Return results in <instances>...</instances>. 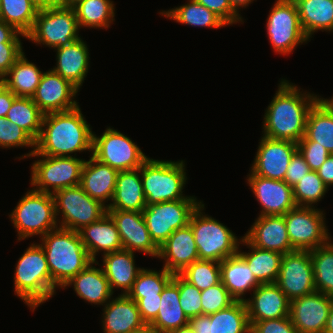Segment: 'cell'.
I'll return each mask as SVG.
<instances>
[{
    "label": "cell",
    "instance_id": "cell-1",
    "mask_svg": "<svg viewBox=\"0 0 333 333\" xmlns=\"http://www.w3.org/2000/svg\"><path fill=\"white\" fill-rule=\"evenodd\" d=\"M298 88L281 79L275 96L265 110L262 136L298 143L305 135L309 111L321 97Z\"/></svg>",
    "mask_w": 333,
    "mask_h": 333
},
{
    "label": "cell",
    "instance_id": "cell-2",
    "mask_svg": "<svg viewBox=\"0 0 333 333\" xmlns=\"http://www.w3.org/2000/svg\"><path fill=\"white\" fill-rule=\"evenodd\" d=\"M79 105L68 111L44 114L35 151L44 156L71 157L73 153L92 151L93 131Z\"/></svg>",
    "mask_w": 333,
    "mask_h": 333
},
{
    "label": "cell",
    "instance_id": "cell-3",
    "mask_svg": "<svg viewBox=\"0 0 333 333\" xmlns=\"http://www.w3.org/2000/svg\"><path fill=\"white\" fill-rule=\"evenodd\" d=\"M53 284L61 289L93 260L79 232L58 227L41 238Z\"/></svg>",
    "mask_w": 333,
    "mask_h": 333
},
{
    "label": "cell",
    "instance_id": "cell-4",
    "mask_svg": "<svg viewBox=\"0 0 333 333\" xmlns=\"http://www.w3.org/2000/svg\"><path fill=\"white\" fill-rule=\"evenodd\" d=\"M14 292L35 311L56 294L45 252L40 243H32L19 258L14 270Z\"/></svg>",
    "mask_w": 333,
    "mask_h": 333
},
{
    "label": "cell",
    "instance_id": "cell-5",
    "mask_svg": "<svg viewBox=\"0 0 333 333\" xmlns=\"http://www.w3.org/2000/svg\"><path fill=\"white\" fill-rule=\"evenodd\" d=\"M185 161H165L148 158L140 167L147 206L179 199H196L183 195L186 185Z\"/></svg>",
    "mask_w": 333,
    "mask_h": 333
},
{
    "label": "cell",
    "instance_id": "cell-6",
    "mask_svg": "<svg viewBox=\"0 0 333 333\" xmlns=\"http://www.w3.org/2000/svg\"><path fill=\"white\" fill-rule=\"evenodd\" d=\"M201 203L191 215L189 224L194 234L199 260L221 262L238 253L241 239L223 223L206 215Z\"/></svg>",
    "mask_w": 333,
    "mask_h": 333
},
{
    "label": "cell",
    "instance_id": "cell-7",
    "mask_svg": "<svg viewBox=\"0 0 333 333\" xmlns=\"http://www.w3.org/2000/svg\"><path fill=\"white\" fill-rule=\"evenodd\" d=\"M18 234V241L38 235L41 238L58 228L52 194L28 190L9 215Z\"/></svg>",
    "mask_w": 333,
    "mask_h": 333
},
{
    "label": "cell",
    "instance_id": "cell-8",
    "mask_svg": "<svg viewBox=\"0 0 333 333\" xmlns=\"http://www.w3.org/2000/svg\"><path fill=\"white\" fill-rule=\"evenodd\" d=\"M40 157L31 166V186L33 189L54 194L56 191L80 184L81 171L85 159L76 157H54L38 154L36 151L30 157Z\"/></svg>",
    "mask_w": 333,
    "mask_h": 333
},
{
    "label": "cell",
    "instance_id": "cell-9",
    "mask_svg": "<svg viewBox=\"0 0 333 333\" xmlns=\"http://www.w3.org/2000/svg\"><path fill=\"white\" fill-rule=\"evenodd\" d=\"M79 30L74 8L55 6L38 10L33 28L25 38L55 49L81 38Z\"/></svg>",
    "mask_w": 333,
    "mask_h": 333
},
{
    "label": "cell",
    "instance_id": "cell-10",
    "mask_svg": "<svg viewBox=\"0 0 333 333\" xmlns=\"http://www.w3.org/2000/svg\"><path fill=\"white\" fill-rule=\"evenodd\" d=\"M53 198L57 222L59 227L64 229L78 232L107 213V207L91 198L80 185L58 190L53 194ZM58 215H62V221Z\"/></svg>",
    "mask_w": 333,
    "mask_h": 333
},
{
    "label": "cell",
    "instance_id": "cell-11",
    "mask_svg": "<svg viewBox=\"0 0 333 333\" xmlns=\"http://www.w3.org/2000/svg\"><path fill=\"white\" fill-rule=\"evenodd\" d=\"M201 203L197 199H179L146 206L142 215L154 243L160 247L175 230L187 226Z\"/></svg>",
    "mask_w": 333,
    "mask_h": 333
},
{
    "label": "cell",
    "instance_id": "cell-12",
    "mask_svg": "<svg viewBox=\"0 0 333 333\" xmlns=\"http://www.w3.org/2000/svg\"><path fill=\"white\" fill-rule=\"evenodd\" d=\"M269 12L266 29L274 52L287 55L310 40L302 30L293 0H276Z\"/></svg>",
    "mask_w": 333,
    "mask_h": 333
},
{
    "label": "cell",
    "instance_id": "cell-13",
    "mask_svg": "<svg viewBox=\"0 0 333 333\" xmlns=\"http://www.w3.org/2000/svg\"><path fill=\"white\" fill-rule=\"evenodd\" d=\"M315 207L296 206L284 214L288 237L294 250L311 251L331 240L324 211Z\"/></svg>",
    "mask_w": 333,
    "mask_h": 333
},
{
    "label": "cell",
    "instance_id": "cell-14",
    "mask_svg": "<svg viewBox=\"0 0 333 333\" xmlns=\"http://www.w3.org/2000/svg\"><path fill=\"white\" fill-rule=\"evenodd\" d=\"M92 156L119 171L134 170L149 158L120 131L107 127L101 136L93 133Z\"/></svg>",
    "mask_w": 333,
    "mask_h": 333
},
{
    "label": "cell",
    "instance_id": "cell-15",
    "mask_svg": "<svg viewBox=\"0 0 333 333\" xmlns=\"http://www.w3.org/2000/svg\"><path fill=\"white\" fill-rule=\"evenodd\" d=\"M275 283L290 301L316 291L310 251L284 254Z\"/></svg>",
    "mask_w": 333,
    "mask_h": 333
},
{
    "label": "cell",
    "instance_id": "cell-16",
    "mask_svg": "<svg viewBox=\"0 0 333 333\" xmlns=\"http://www.w3.org/2000/svg\"><path fill=\"white\" fill-rule=\"evenodd\" d=\"M296 151L295 142L261 136L250 171L267 179L284 181L291 157Z\"/></svg>",
    "mask_w": 333,
    "mask_h": 333
},
{
    "label": "cell",
    "instance_id": "cell-17",
    "mask_svg": "<svg viewBox=\"0 0 333 333\" xmlns=\"http://www.w3.org/2000/svg\"><path fill=\"white\" fill-rule=\"evenodd\" d=\"M333 297L319 291L290 301L289 317L298 333H323Z\"/></svg>",
    "mask_w": 333,
    "mask_h": 333
},
{
    "label": "cell",
    "instance_id": "cell-18",
    "mask_svg": "<svg viewBox=\"0 0 333 333\" xmlns=\"http://www.w3.org/2000/svg\"><path fill=\"white\" fill-rule=\"evenodd\" d=\"M79 90L52 69L43 72L32 100L44 113L63 112L76 108ZM74 99V100H73Z\"/></svg>",
    "mask_w": 333,
    "mask_h": 333
},
{
    "label": "cell",
    "instance_id": "cell-19",
    "mask_svg": "<svg viewBox=\"0 0 333 333\" xmlns=\"http://www.w3.org/2000/svg\"><path fill=\"white\" fill-rule=\"evenodd\" d=\"M247 178V184L262 208L259 216L284 215L297 206L293 197V187L285 181L267 179L255 175L252 171Z\"/></svg>",
    "mask_w": 333,
    "mask_h": 333
},
{
    "label": "cell",
    "instance_id": "cell-20",
    "mask_svg": "<svg viewBox=\"0 0 333 333\" xmlns=\"http://www.w3.org/2000/svg\"><path fill=\"white\" fill-rule=\"evenodd\" d=\"M107 213L117 226L123 249L158 257L159 247L151 239L142 212L107 210Z\"/></svg>",
    "mask_w": 333,
    "mask_h": 333
},
{
    "label": "cell",
    "instance_id": "cell-21",
    "mask_svg": "<svg viewBox=\"0 0 333 333\" xmlns=\"http://www.w3.org/2000/svg\"><path fill=\"white\" fill-rule=\"evenodd\" d=\"M188 324L195 333H248L251 329L243 301H235L211 315L192 317Z\"/></svg>",
    "mask_w": 333,
    "mask_h": 333
},
{
    "label": "cell",
    "instance_id": "cell-22",
    "mask_svg": "<svg viewBox=\"0 0 333 333\" xmlns=\"http://www.w3.org/2000/svg\"><path fill=\"white\" fill-rule=\"evenodd\" d=\"M243 237L256 248L283 255L295 251L288 237L284 215L258 216Z\"/></svg>",
    "mask_w": 333,
    "mask_h": 333
},
{
    "label": "cell",
    "instance_id": "cell-23",
    "mask_svg": "<svg viewBox=\"0 0 333 333\" xmlns=\"http://www.w3.org/2000/svg\"><path fill=\"white\" fill-rule=\"evenodd\" d=\"M251 295L244 301L250 326L256 321L289 316L290 300L276 283L260 284Z\"/></svg>",
    "mask_w": 333,
    "mask_h": 333
},
{
    "label": "cell",
    "instance_id": "cell-24",
    "mask_svg": "<svg viewBox=\"0 0 333 333\" xmlns=\"http://www.w3.org/2000/svg\"><path fill=\"white\" fill-rule=\"evenodd\" d=\"M157 258L164 259L163 268L173 274L181 273L187 266L199 260L191 225L175 230L159 247Z\"/></svg>",
    "mask_w": 333,
    "mask_h": 333
},
{
    "label": "cell",
    "instance_id": "cell-25",
    "mask_svg": "<svg viewBox=\"0 0 333 333\" xmlns=\"http://www.w3.org/2000/svg\"><path fill=\"white\" fill-rule=\"evenodd\" d=\"M110 300L104 305L102 314L104 333H129L146 326L141 319L137 303L128 295L120 294Z\"/></svg>",
    "mask_w": 333,
    "mask_h": 333
},
{
    "label": "cell",
    "instance_id": "cell-26",
    "mask_svg": "<svg viewBox=\"0 0 333 333\" xmlns=\"http://www.w3.org/2000/svg\"><path fill=\"white\" fill-rule=\"evenodd\" d=\"M90 156L83 164L79 185L91 198L107 207L105 203L112 200L118 171Z\"/></svg>",
    "mask_w": 333,
    "mask_h": 333
},
{
    "label": "cell",
    "instance_id": "cell-27",
    "mask_svg": "<svg viewBox=\"0 0 333 333\" xmlns=\"http://www.w3.org/2000/svg\"><path fill=\"white\" fill-rule=\"evenodd\" d=\"M55 50L57 62L52 70L80 90L90 68L87 44L79 38Z\"/></svg>",
    "mask_w": 333,
    "mask_h": 333
},
{
    "label": "cell",
    "instance_id": "cell-28",
    "mask_svg": "<svg viewBox=\"0 0 333 333\" xmlns=\"http://www.w3.org/2000/svg\"><path fill=\"white\" fill-rule=\"evenodd\" d=\"M78 232L93 261H97L96 256L99 252L103 251L105 255L123 249L117 226L108 213Z\"/></svg>",
    "mask_w": 333,
    "mask_h": 333
},
{
    "label": "cell",
    "instance_id": "cell-29",
    "mask_svg": "<svg viewBox=\"0 0 333 333\" xmlns=\"http://www.w3.org/2000/svg\"><path fill=\"white\" fill-rule=\"evenodd\" d=\"M179 299V274H174L172 280L162 290L157 317L149 325L154 333H167L188 325L189 318L182 310Z\"/></svg>",
    "mask_w": 333,
    "mask_h": 333
},
{
    "label": "cell",
    "instance_id": "cell-30",
    "mask_svg": "<svg viewBox=\"0 0 333 333\" xmlns=\"http://www.w3.org/2000/svg\"><path fill=\"white\" fill-rule=\"evenodd\" d=\"M94 264L98 265V262H91L63 288L73 285L75 293L82 300L104 306L113 297V292L102 268H96Z\"/></svg>",
    "mask_w": 333,
    "mask_h": 333
},
{
    "label": "cell",
    "instance_id": "cell-31",
    "mask_svg": "<svg viewBox=\"0 0 333 333\" xmlns=\"http://www.w3.org/2000/svg\"><path fill=\"white\" fill-rule=\"evenodd\" d=\"M111 202L107 204V210L143 211L147 204L140 168L118 172Z\"/></svg>",
    "mask_w": 333,
    "mask_h": 333
},
{
    "label": "cell",
    "instance_id": "cell-32",
    "mask_svg": "<svg viewBox=\"0 0 333 333\" xmlns=\"http://www.w3.org/2000/svg\"><path fill=\"white\" fill-rule=\"evenodd\" d=\"M135 252L121 249L102 255V270L109 281L112 292L119 288L127 295L142 268L135 265Z\"/></svg>",
    "mask_w": 333,
    "mask_h": 333
},
{
    "label": "cell",
    "instance_id": "cell-33",
    "mask_svg": "<svg viewBox=\"0 0 333 333\" xmlns=\"http://www.w3.org/2000/svg\"><path fill=\"white\" fill-rule=\"evenodd\" d=\"M300 141H315L333 154V97L320 98L310 109L305 135Z\"/></svg>",
    "mask_w": 333,
    "mask_h": 333
},
{
    "label": "cell",
    "instance_id": "cell-34",
    "mask_svg": "<svg viewBox=\"0 0 333 333\" xmlns=\"http://www.w3.org/2000/svg\"><path fill=\"white\" fill-rule=\"evenodd\" d=\"M220 277L223 285L236 301H245L247 291L260 285L246 261L237 253L220 262Z\"/></svg>",
    "mask_w": 333,
    "mask_h": 333
},
{
    "label": "cell",
    "instance_id": "cell-35",
    "mask_svg": "<svg viewBox=\"0 0 333 333\" xmlns=\"http://www.w3.org/2000/svg\"><path fill=\"white\" fill-rule=\"evenodd\" d=\"M305 35L310 39L318 30L333 32V0H293Z\"/></svg>",
    "mask_w": 333,
    "mask_h": 333
},
{
    "label": "cell",
    "instance_id": "cell-36",
    "mask_svg": "<svg viewBox=\"0 0 333 333\" xmlns=\"http://www.w3.org/2000/svg\"><path fill=\"white\" fill-rule=\"evenodd\" d=\"M249 248V252L238 250V254L246 261L256 280L260 284L275 283L280 269L283 254L252 246L244 237L241 243ZM251 250V251H250Z\"/></svg>",
    "mask_w": 333,
    "mask_h": 333
},
{
    "label": "cell",
    "instance_id": "cell-37",
    "mask_svg": "<svg viewBox=\"0 0 333 333\" xmlns=\"http://www.w3.org/2000/svg\"><path fill=\"white\" fill-rule=\"evenodd\" d=\"M15 61L6 76L7 89L17 97H32L38 87L42 71L24 55Z\"/></svg>",
    "mask_w": 333,
    "mask_h": 333
},
{
    "label": "cell",
    "instance_id": "cell-38",
    "mask_svg": "<svg viewBox=\"0 0 333 333\" xmlns=\"http://www.w3.org/2000/svg\"><path fill=\"white\" fill-rule=\"evenodd\" d=\"M187 4L179 7H174L168 11L159 12L160 15L173 19L177 23L195 26V27H208V28H221L227 24L214 12L198 3L196 0H188Z\"/></svg>",
    "mask_w": 333,
    "mask_h": 333
},
{
    "label": "cell",
    "instance_id": "cell-39",
    "mask_svg": "<svg viewBox=\"0 0 333 333\" xmlns=\"http://www.w3.org/2000/svg\"><path fill=\"white\" fill-rule=\"evenodd\" d=\"M44 113L30 97H16L6 119L20 126L35 142L40 136Z\"/></svg>",
    "mask_w": 333,
    "mask_h": 333
},
{
    "label": "cell",
    "instance_id": "cell-40",
    "mask_svg": "<svg viewBox=\"0 0 333 333\" xmlns=\"http://www.w3.org/2000/svg\"><path fill=\"white\" fill-rule=\"evenodd\" d=\"M73 8L79 29H108L115 20V7L111 0H82Z\"/></svg>",
    "mask_w": 333,
    "mask_h": 333
},
{
    "label": "cell",
    "instance_id": "cell-41",
    "mask_svg": "<svg viewBox=\"0 0 333 333\" xmlns=\"http://www.w3.org/2000/svg\"><path fill=\"white\" fill-rule=\"evenodd\" d=\"M316 291L333 297V242L310 251Z\"/></svg>",
    "mask_w": 333,
    "mask_h": 333
},
{
    "label": "cell",
    "instance_id": "cell-42",
    "mask_svg": "<svg viewBox=\"0 0 333 333\" xmlns=\"http://www.w3.org/2000/svg\"><path fill=\"white\" fill-rule=\"evenodd\" d=\"M37 12L30 0H2L0 20L26 36L33 28Z\"/></svg>",
    "mask_w": 333,
    "mask_h": 333
},
{
    "label": "cell",
    "instance_id": "cell-43",
    "mask_svg": "<svg viewBox=\"0 0 333 333\" xmlns=\"http://www.w3.org/2000/svg\"><path fill=\"white\" fill-rule=\"evenodd\" d=\"M173 275L165 268L158 272L142 268L127 295L135 302L143 297L157 296V294L162 293L165 286L172 280Z\"/></svg>",
    "mask_w": 333,
    "mask_h": 333
},
{
    "label": "cell",
    "instance_id": "cell-44",
    "mask_svg": "<svg viewBox=\"0 0 333 333\" xmlns=\"http://www.w3.org/2000/svg\"><path fill=\"white\" fill-rule=\"evenodd\" d=\"M179 274L200 291H203L221 281L220 262L197 260Z\"/></svg>",
    "mask_w": 333,
    "mask_h": 333
},
{
    "label": "cell",
    "instance_id": "cell-45",
    "mask_svg": "<svg viewBox=\"0 0 333 333\" xmlns=\"http://www.w3.org/2000/svg\"><path fill=\"white\" fill-rule=\"evenodd\" d=\"M328 190L317 172L311 170L293 187L294 201L297 206L314 207Z\"/></svg>",
    "mask_w": 333,
    "mask_h": 333
},
{
    "label": "cell",
    "instance_id": "cell-46",
    "mask_svg": "<svg viewBox=\"0 0 333 333\" xmlns=\"http://www.w3.org/2000/svg\"><path fill=\"white\" fill-rule=\"evenodd\" d=\"M0 147H31V152L19 159L30 157L35 151V141L17 124L9 122L6 117H0Z\"/></svg>",
    "mask_w": 333,
    "mask_h": 333
},
{
    "label": "cell",
    "instance_id": "cell-47",
    "mask_svg": "<svg viewBox=\"0 0 333 333\" xmlns=\"http://www.w3.org/2000/svg\"><path fill=\"white\" fill-rule=\"evenodd\" d=\"M236 300L220 281L201 291L202 314L211 315L233 304Z\"/></svg>",
    "mask_w": 333,
    "mask_h": 333
},
{
    "label": "cell",
    "instance_id": "cell-48",
    "mask_svg": "<svg viewBox=\"0 0 333 333\" xmlns=\"http://www.w3.org/2000/svg\"><path fill=\"white\" fill-rule=\"evenodd\" d=\"M180 306L190 319L202 315L201 291L179 274Z\"/></svg>",
    "mask_w": 333,
    "mask_h": 333
},
{
    "label": "cell",
    "instance_id": "cell-49",
    "mask_svg": "<svg viewBox=\"0 0 333 333\" xmlns=\"http://www.w3.org/2000/svg\"><path fill=\"white\" fill-rule=\"evenodd\" d=\"M297 150L306 160L310 170L316 171L326 161L330 153L315 141H299Z\"/></svg>",
    "mask_w": 333,
    "mask_h": 333
},
{
    "label": "cell",
    "instance_id": "cell-50",
    "mask_svg": "<svg viewBox=\"0 0 333 333\" xmlns=\"http://www.w3.org/2000/svg\"><path fill=\"white\" fill-rule=\"evenodd\" d=\"M250 330L253 333H298L289 316L256 321Z\"/></svg>",
    "mask_w": 333,
    "mask_h": 333
},
{
    "label": "cell",
    "instance_id": "cell-51",
    "mask_svg": "<svg viewBox=\"0 0 333 333\" xmlns=\"http://www.w3.org/2000/svg\"><path fill=\"white\" fill-rule=\"evenodd\" d=\"M210 11L219 16L228 26L243 22L242 16L238 15L229 4L228 0H196Z\"/></svg>",
    "mask_w": 333,
    "mask_h": 333
},
{
    "label": "cell",
    "instance_id": "cell-52",
    "mask_svg": "<svg viewBox=\"0 0 333 333\" xmlns=\"http://www.w3.org/2000/svg\"><path fill=\"white\" fill-rule=\"evenodd\" d=\"M310 168L306 160L297 150L291 157L289 167L286 171L284 181L291 187H294L299 181L302 180L306 174L310 172Z\"/></svg>",
    "mask_w": 333,
    "mask_h": 333
},
{
    "label": "cell",
    "instance_id": "cell-53",
    "mask_svg": "<svg viewBox=\"0 0 333 333\" xmlns=\"http://www.w3.org/2000/svg\"><path fill=\"white\" fill-rule=\"evenodd\" d=\"M22 43H0V74L6 75L23 53Z\"/></svg>",
    "mask_w": 333,
    "mask_h": 333
},
{
    "label": "cell",
    "instance_id": "cell-54",
    "mask_svg": "<svg viewBox=\"0 0 333 333\" xmlns=\"http://www.w3.org/2000/svg\"><path fill=\"white\" fill-rule=\"evenodd\" d=\"M160 302L161 294H157V296L143 297L136 302L141 319L146 325H150L157 317Z\"/></svg>",
    "mask_w": 333,
    "mask_h": 333
},
{
    "label": "cell",
    "instance_id": "cell-55",
    "mask_svg": "<svg viewBox=\"0 0 333 333\" xmlns=\"http://www.w3.org/2000/svg\"><path fill=\"white\" fill-rule=\"evenodd\" d=\"M26 37L18 32L12 25L0 20V43H22L19 37Z\"/></svg>",
    "mask_w": 333,
    "mask_h": 333
},
{
    "label": "cell",
    "instance_id": "cell-56",
    "mask_svg": "<svg viewBox=\"0 0 333 333\" xmlns=\"http://www.w3.org/2000/svg\"><path fill=\"white\" fill-rule=\"evenodd\" d=\"M316 172L328 188L333 185V154L328 156Z\"/></svg>",
    "mask_w": 333,
    "mask_h": 333
},
{
    "label": "cell",
    "instance_id": "cell-57",
    "mask_svg": "<svg viewBox=\"0 0 333 333\" xmlns=\"http://www.w3.org/2000/svg\"><path fill=\"white\" fill-rule=\"evenodd\" d=\"M16 97L17 96L8 89L0 95V117H6Z\"/></svg>",
    "mask_w": 333,
    "mask_h": 333
},
{
    "label": "cell",
    "instance_id": "cell-58",
    "mask_svg": "<svg viewBox=\"0 0 333 333\" xmlns=\"http://www.w3.org/2000/svg\"><path fill=\"white\" fill-rule=\"evenodd\" d=\"M37 10L58 6V0H30Z\"/></svg>",
    "mask_w": 333,
    "mask_h": 333
},
{
    "label": "cell",
    "instance_id": "cell-59",
    "mask_svg": "<svg viewBox=\"0 0 333 333\" xmlns=\"http://www.w3.org/2000/svg\"><path fill=\"white\" fill-rule=\"evenodd\" d=\"M229 4L231 5L232 9L238 14H239V9L242 7H247L251 2L254 0H228Z\"/></svg>",
    "mask_w": 333,
    "mask_h": 333
},
{
    "label": "cell",
    "instance_id": "cell-60",
    "mask_svg": "<svg viewBox=\"0 0 333 333\" xmlns=\"http://www.w3.org/2000/svg\"><path fill=\"white\" fill-rule=\"evenodd\" d=\"M323 333H333V303L331 305L329 316L327 318L326 327Z\"/></svg>",
    "mask_w": 333,
    "mask_h": 333
},
{
    "label": "cell",
    "instance_id": "cell-61",
    "mask_svg": "<svg viewBox=\"0 0 333 333\" xmlns=\"http://www.w3.org/2000/svg\"><path fill=\"white\" fill-rule=\"evenodd\" d=\"M82 0H58V6L73 8Z\"/></svg>",
    "mask_w": 333,
    "mask_h": 333
},
{
    "label": "cell",
    "instance_id": "cell-62",
    "mask_svg": "<svg viewBox=\"0 0 333 333\" xmlns=\"http://www.w3.org/2000/svg\"><path fill=\"white\" fill-rule=\"evenodd\" d=\"M167 333H195L194 330L188 325L174 330H170Z\"/></svg>",
    "mask_w": 333,
    "mask_h": 333
},
{
    "label": "cell",
    "instance_id": "cell-63",
    "mask_svg": "<svg viewBox=\"0 0 333 333\" xmlns=\"http://www.w3.org/2000/svg\"><path fill=\"white\" fill-rule=\"evenodd\" d=\"M7 90L6 76L0 74V95Z\"/></svg>",
    "mask_w": 333,
    "mask_h": 333
},
{
    "label": "cell",
    "instance_id": "cell-64",
    "mask_svg": "<svg viewBox=\"0 0 333 333\" xmlns=\"http://www.w3.org/2000/svg\"><path fill=\"white\" fill-rule=\"evenodd\" d=\"M129 333H154V332L149 328V325H146L142 329H138Z\"/></svg>",
    "mask_w": 333,
    "mask_h": 333
}]
</instances>
